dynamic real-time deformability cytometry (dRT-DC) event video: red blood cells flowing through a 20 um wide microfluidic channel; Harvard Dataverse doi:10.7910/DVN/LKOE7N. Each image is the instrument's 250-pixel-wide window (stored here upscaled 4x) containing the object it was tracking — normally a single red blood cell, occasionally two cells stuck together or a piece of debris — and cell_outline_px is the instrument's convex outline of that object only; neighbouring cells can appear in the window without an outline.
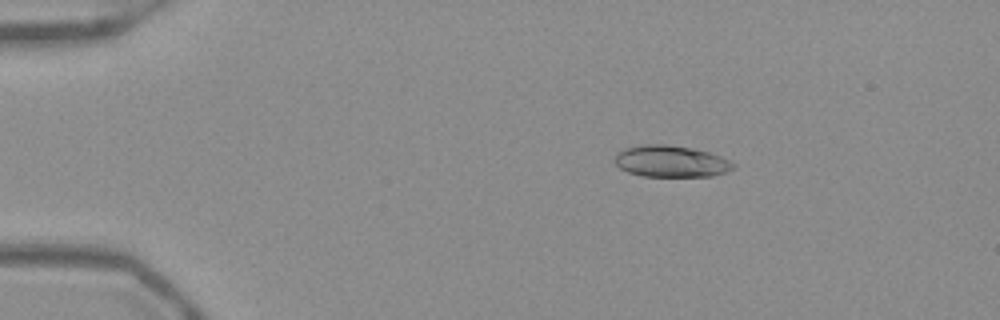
{"species": "Egyptian fruit bat (a non-hibernating species)", "species_latin": "Rousettus aegyptiacus", "temperature_condition": "warm", "stored_images_in_passage": 50, "camera_frame_rate_fps": 3000, "um_per_image_px": 0.085, "frame": {"image": 1, "passage_image": 7, "time_ms": 2.0, "image_size_px": [1000, 320], "cell_outline_px": [[736, 164], [728, 172], [712, 176], [644, 176], [628, 172], [620, 168], [616, 164], [616, 152], [624, 148], [640, 144], [668, 144], [708, 152], [720, 156]], "centroid_in_image_um": [57.01, 13.71], "position_along_channel_um": 28.0, "area_um2": 21.73}}
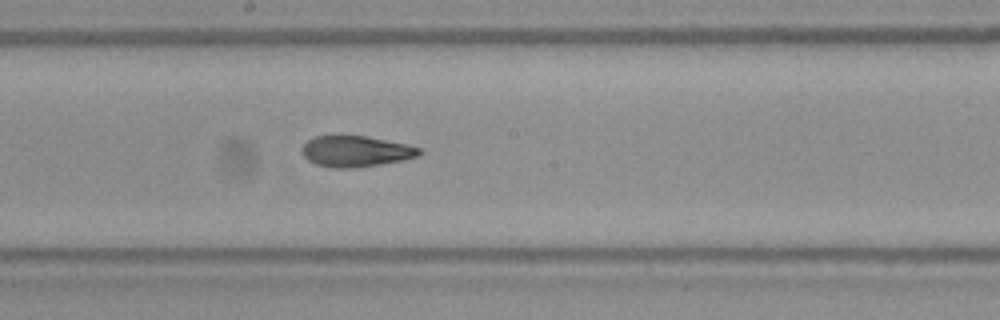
{"frame": {"image": 2, "passage_image": 27, "time_ms": 8.667, "image_size_px": [1000, 320], "cell_outline_px": [[424, 152], [416, 156], [400, 160], [380, 164], [352, 168], [332, 168], [316, 164], [308, 160], [300, 152], [300, 148], [312, 136], [364, 136], [404, 144], [420, 148]], "centroid_in_image_um": [30.17, 12.86], "position_along_channel_um": 218.0, "area_um2": 20.92}}
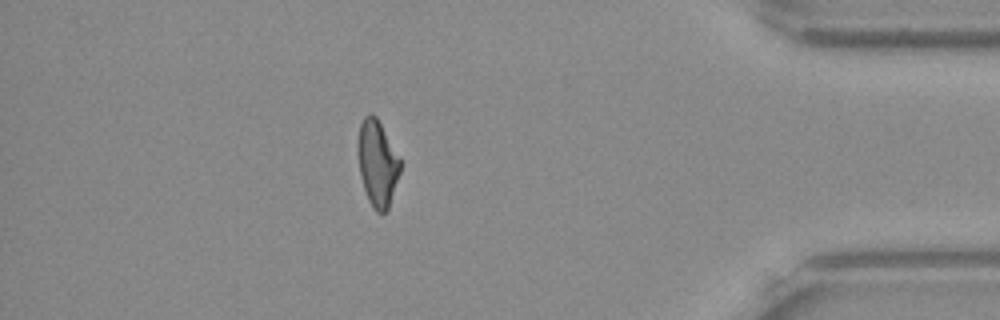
{"frame": {"image": 3, "passage_image": 44, "time_ms": 14.333, "image_size_px": [1000, 320], "cell_outline_px": [[404, 164], [388, 208], [384, 212], [376, 212], [372, 208], [368, 200], [360, 176], [356, 152], [356, 144], [360, 124], [364, 116], [368, 112], [372, 112], [376, 116], [400, 156]], "centroid_in_image_um": [32.08, 13.84], "position_along_channel_um": 403.1, "area_um2": 22.02}, "authors_computed_cell_mechanics": {"area_um2": 21.675, "velocity_mm_per_s": 3.9306, "shape_relaxation_time_tau1_ms": null, "shape_relaxation_time_tau2_ms": 2.0481, "deformation_change_tau1": null, "deformation_change_tau2": 0.0881}}